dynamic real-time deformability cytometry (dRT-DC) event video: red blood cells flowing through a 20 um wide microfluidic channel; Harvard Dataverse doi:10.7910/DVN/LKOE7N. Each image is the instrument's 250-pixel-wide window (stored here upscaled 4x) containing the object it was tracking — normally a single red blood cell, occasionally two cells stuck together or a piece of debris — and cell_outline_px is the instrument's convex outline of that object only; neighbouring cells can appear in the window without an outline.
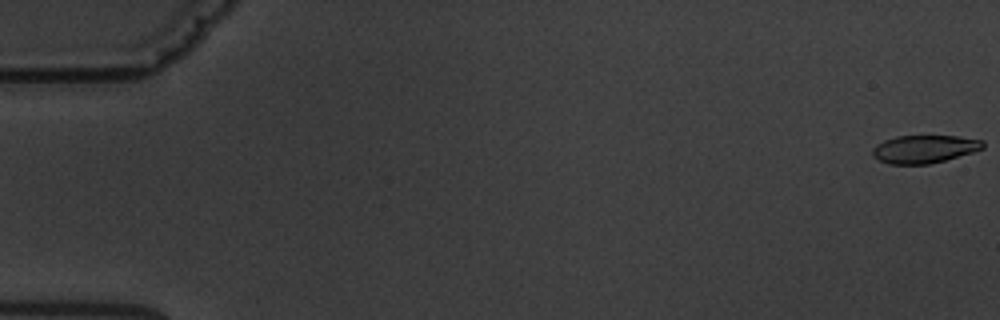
{"species": "common noctule bat (a hibernating species)", "species_latin": "Nyctalus noctula", "temperature_condition": "warm", "stored_images_in_passage": 6, "segment_of_instrument_passage": [1, 2], "camera_frame_rate_fps": 3000, "um_per_image_px": 0.085, "animal": {"sex": "male", "body_mass_g": 19.5, "forearm_length_mm": 54.6}, "frame": {"image": 1, "passage_image": 1, "time_ms": 0.0, "image_size_px": [1000, 320], "cell_outline_px": [[984, 148], [972, 152], [944, 160], [928, 164], [888, 164], [872, 156], [872, 148], [876, 144], [884, 140], [896, 136], [956, 136], [984, 140]], "centroid_in_image_um": [78.54, 12.66], "position_along_channel_um": 6.5, "area_um2": 17.92}}
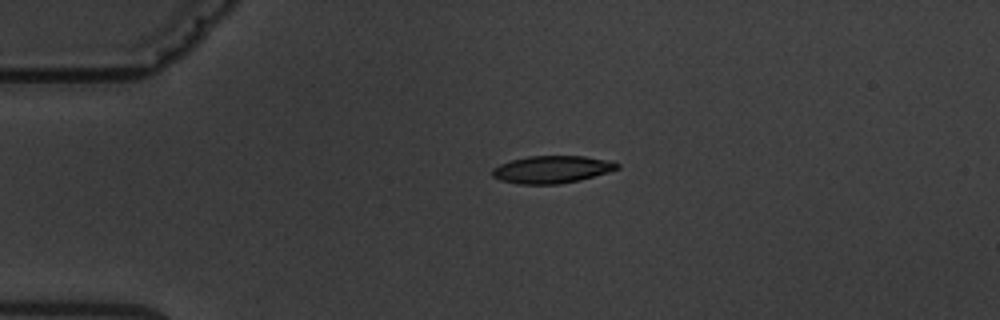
{"frame": {"image": 2, "passage_image": 4, "time_ms": 4.333, "image_size_px": [1000, 320], "cell_outline_px": [[620, 168], [608, 172], [580, 180], [560, 184], [516, 184], [500, 180], [492, 176], [492, 168], [500, 164], [512, 160], [528, 156], [584, 156], [612, 160], [620, 164]], "centroid_in_image_um": [46.93, 14.4], "position_along_channel_um": 38.1, "area_um2": 20.11}}